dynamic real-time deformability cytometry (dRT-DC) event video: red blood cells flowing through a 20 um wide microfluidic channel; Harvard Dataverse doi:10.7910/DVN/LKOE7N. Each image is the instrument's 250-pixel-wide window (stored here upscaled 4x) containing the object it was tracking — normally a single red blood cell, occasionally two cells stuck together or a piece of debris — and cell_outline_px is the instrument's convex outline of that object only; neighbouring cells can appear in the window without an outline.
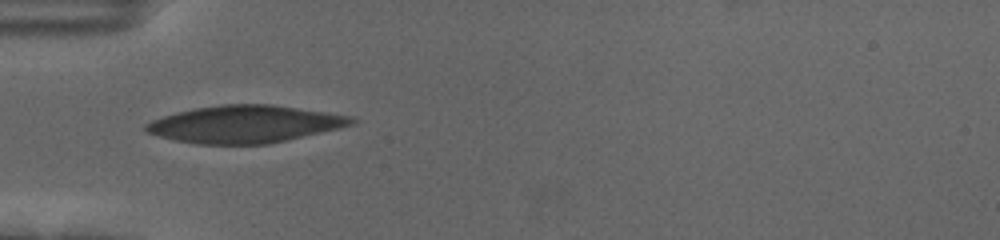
{"species": "human", "species_latin": "Homo sapiens", "temperature_condition": "cold", "stored_images_in_passage": 36, "camera_frame_rate_fps": 3000, "um_per_image_px": 0.085, "donor": {"sex": "female"}, "frame": {"image": 1, "passage_image": 1, "time_ms": 0.0, "image_size_px": [1000, 240], "cell_outline_px": [[356, 124], [340, 128], [268, 144], [196, 144], [176, 140], [160, 136], [148, 132], [144, 128], [144, 124], [152, 120], [176, 112], [196, 108], [220, 104], [272, 104], [352, 116], [356, 120]], "centroid_in_image_um": [20.83, 10.55], "position_along_channel_um": 64.2, "area_um2": 44.56}}
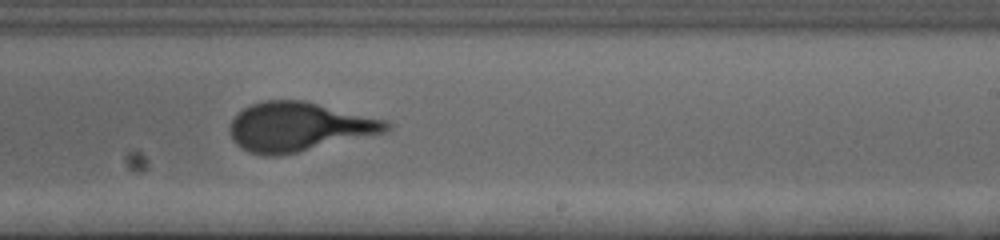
{"frame": {"image": 2, "passage_image": 18, "time_ms": 5.667, "image_size_px": [1000, 240], "cell_outline_px": [[392, 128], [388, 132], [296, 152], [276, 156], [264, 156], [248, 152], [236, 144], [232, 140], [228, 128], [232, 120], [244, 108], [252, 104], [264, 100], [304, 100], [384, 120], [392, 124]], "centroid_in_image_um": [25.38, 10.78], "position_along_channel_um": 263.6, "area_um2": 44.56}}
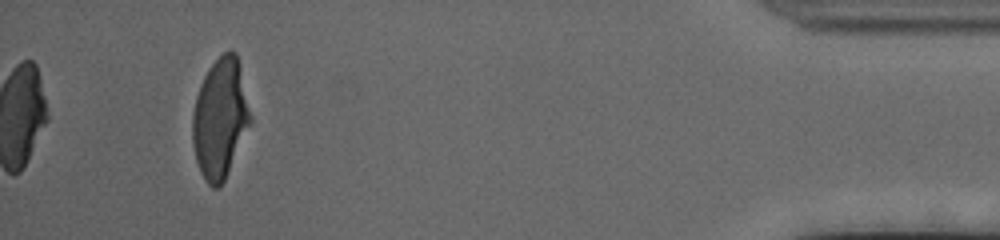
{"frame": {"image": 3, "passage_image": 36, "time_ms": 11.667, "image_size_px": [1000, 240], "cell_outline_px": [[252, 120], [224, 180], [220, 188], [212, 188], [208, 184], [200, 172], [196, 160], [192, 140], [192, 112], [196, 96], [200, 84], [208, 68], [224, 52], [236, 52], [252, 116]], "centroid_in_image_um": [18.7, 10.07], "position_along_channel_um": 416.5, "area_um2": 40.17}, "authors_computed_cell_mechanics": {"area_um2": 44.0436, "velocity_mm_per_s": 3.5595, "shape_relaxation_time_tau1_ms": 3.357, "shape_relaxation_time_tau2_ms": null, "deformation_change_tau1": 0.1713, "deformation_change_tau2": null}}